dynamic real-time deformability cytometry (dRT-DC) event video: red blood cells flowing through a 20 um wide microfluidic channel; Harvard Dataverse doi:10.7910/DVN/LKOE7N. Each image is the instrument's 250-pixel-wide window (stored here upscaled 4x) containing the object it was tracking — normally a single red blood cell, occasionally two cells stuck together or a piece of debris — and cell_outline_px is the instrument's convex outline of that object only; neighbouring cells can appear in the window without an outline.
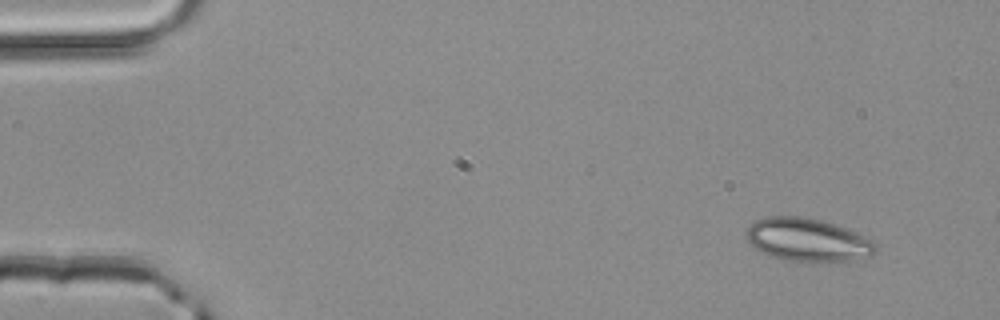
{"species": "common noctule bat (a hibernating species)", "species_latin": "Nyctalus noctula", "temperature_condition": "room temperature", "stored_images_in_passage": 3, "camera_frame_rate_fps": 3000, "um_per_image_px": 0.085, "animal": {"sex": "male", "body_mass_g": 20.4}, "frame": {"image": 1, "passage_image": 1, "time_ms": 0.0, "image_size_px": [1000, 320], "cell_outline_px": [[876, 252], [872, 256], [852, 260], [824, 264], [784, 260], [760, 252], [744, 236], [744, 232], [756, 220], [768, 216], [804, 216], [820, 220], [848, 228], [872, 240], [876, 244]], "centroid_in_image_um": [68.67, 20.42], "position_along_channel_um": 16.3, "area_um2": 33.18}}